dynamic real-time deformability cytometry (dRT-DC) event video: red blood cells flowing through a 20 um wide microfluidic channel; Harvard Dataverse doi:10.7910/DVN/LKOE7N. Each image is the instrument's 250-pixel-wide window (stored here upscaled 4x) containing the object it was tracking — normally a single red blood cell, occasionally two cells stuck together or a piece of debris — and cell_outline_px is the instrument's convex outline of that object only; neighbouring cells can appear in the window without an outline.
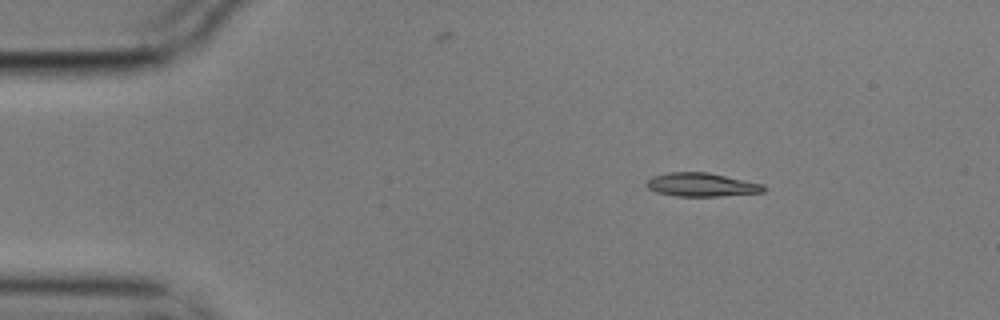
{"species": "common noctule bat (a hibernating species)", "species_latin": "Nyctalus noctula", "temperature_condition": "cold", "stored_images_in_passage": 3, "camera_frame_rate_fps": 3000, "um_per_image_px": 0.085, "animal": {"sex": "male", "body_mass_g": 17.9}, "frame": {"image": 1, "passage_image": 2, "time_ms": 0.333, "image_size_px": [1000, 320], "cell_outline_px": [[764, 192], [720, 196], [676, 196], [656, 192], [648, 188], [644, 184], [652, 176], [668, 172], [708, 172], [764, 184]], "centroid_in_image_um": [59.6, 15.7], "position_along_channel_um": 25.4, "area_um2": 16.13}}